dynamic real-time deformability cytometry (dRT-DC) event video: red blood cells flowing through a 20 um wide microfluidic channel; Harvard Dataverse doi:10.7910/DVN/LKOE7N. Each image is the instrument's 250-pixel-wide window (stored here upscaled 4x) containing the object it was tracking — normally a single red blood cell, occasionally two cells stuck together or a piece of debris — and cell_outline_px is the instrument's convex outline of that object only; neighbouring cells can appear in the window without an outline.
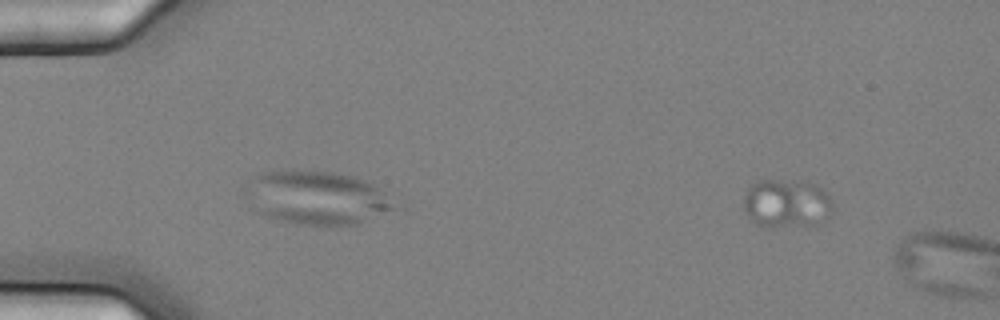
{"species": "common noctule bat (a hibernating species)", "species_latin": "Nyctalus noctula", "temperature_condition": "cold", "stored_images_in_passage": 5, "segment_of_instrument_passage": [2, 2], "camera_frame_rate_fps": 3000, "um_per_image_px": 0.085, "animal": {"sex": "female", "body_mass_g": 25.1}, "frame": {"image": 1, "passage_image": 5, "time_ms": 1.333, "image_size_px": [1000, 320], "cell_outline_px": [[832, 212], [828, 216], [816, 224], [756, 224], [748, 216], [744, 208], [744, 196], [748, 188], [752, 184], [760, 180], [800, 180], [816, 184], [828, 196], [832, 204]], "centroid_in_image_um": [66.85, 17.22], "position_along_channel_um": 18.1, "area_um2": 24.45}}